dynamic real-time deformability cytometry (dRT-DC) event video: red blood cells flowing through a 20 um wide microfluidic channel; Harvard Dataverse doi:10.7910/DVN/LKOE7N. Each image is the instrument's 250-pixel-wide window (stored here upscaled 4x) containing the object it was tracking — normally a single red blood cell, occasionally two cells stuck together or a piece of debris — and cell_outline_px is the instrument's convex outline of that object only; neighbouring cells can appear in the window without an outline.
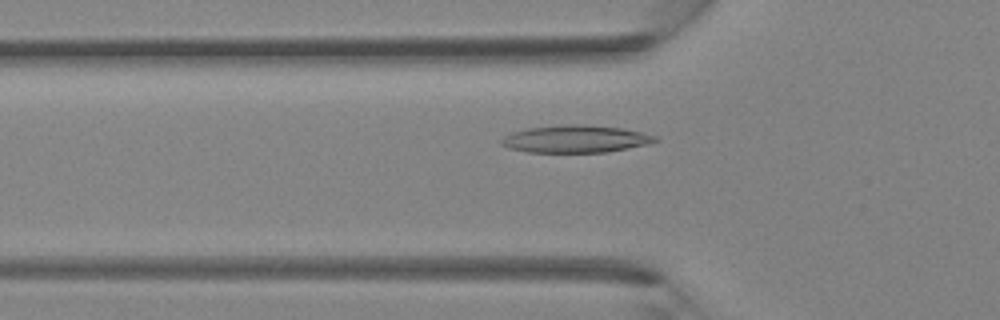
{"species": "Egyptian fruit bat (a non-hibernating species)", "species_latin": "Rousettus aegyptiacus", "temperature_condition": "room temperature", "stored_images_in_passage": 28, "camera_frame_rate_fps": 3000, "um_per_image_px": 0.085, "animal": {"sex": "female"}, "frame": {"image": 1, "passage_image": 2, "time_ms": 0.333, "image_size_px": [1000, 320], "cell_outline_px": [[660, 140], [648, 144], [608, 152], [528, 152], [508, 148], [500, 144], [500, 140], [504, 136], [512, 132], [528, 128], [568, 124], [580, 124], [620, 128], [640, 132], [656, 136]], "centroid_in_image_um": [48.9, 11.82], "position_along_channel_um": 76.9, "area_um2": 24.45}}
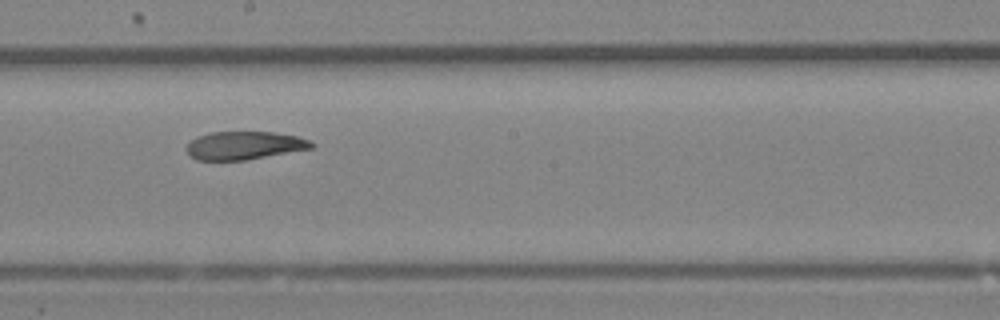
{"frame": {"image": 2, "passage_image": 11, "time_ms": 3.333, "image_size_px": [1000, 320], "cell_outline_px": [[316, 144], [312, 148], [244, 160], [196, 160], [188, 152], [188, 144], [196, 136], [212, 132], [272, 132], [296, 136], [308, 140]], "centroid_in_image_um": [20.77, 12.36], "position_along_channel_um": 227.4, "area_um2": 20.17}}
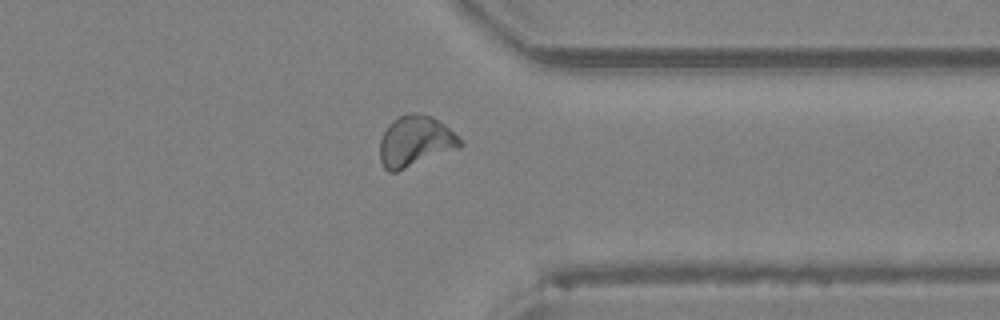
{"frame": {"image": 3, "passage_image": 20, "time_ms": 6.333, "image_size_px": [1000, 320], "cell_outline_px": [[464, 144], [460, 148], [396, 172], [388, 172], [384, 168], [380, 160], [380, 140], [388, 124], [392, 120], [400, 116], [432, 116], [444, 124], [464, 140]], "centroid_in_image_um": [35.33, 12.06], "position_along_channel_um": 376.1, "area_um2": 23.52}}